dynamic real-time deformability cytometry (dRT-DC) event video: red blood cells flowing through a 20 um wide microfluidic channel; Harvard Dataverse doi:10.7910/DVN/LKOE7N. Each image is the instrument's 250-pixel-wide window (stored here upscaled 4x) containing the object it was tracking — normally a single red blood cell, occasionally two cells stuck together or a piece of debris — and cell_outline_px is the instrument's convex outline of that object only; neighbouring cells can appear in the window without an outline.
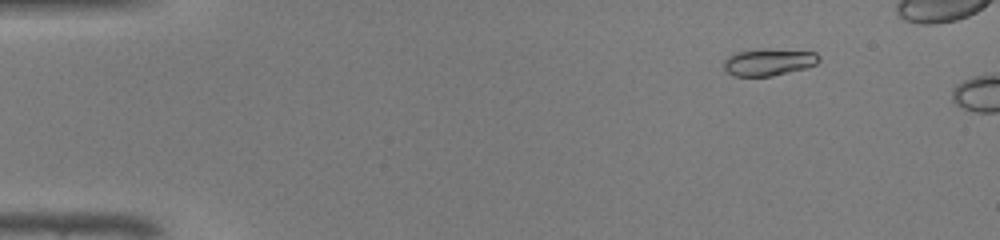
{"species": "common noctule bat (a hibernating species)", "species_latin": "Nyctalus noctula", "temperature_condition": "warm", "stored_images_in_passage": 9, "camera_frame_rate_fps": 3000, "um_per_image_px": 0.085, "animal": {"sex": "male", "body_mass_g": 19.0, "forearm_length_mm": 50.8}, "frame": {"image": 1, "passage_image": 6, "time_ms": 1.667, "image_size_px": [1000, 240], "cell_outline_px": [[820, 60], [816, 64], [804, 68], [772, 76], [732, 76], [724, 68], [724, 60], [728, 56], [736, 52], [764, 48], [816, 52], [820, 56]], "centroid_in_image_um": [65.33, 5.27], "position_along_channel_um": 19.7, "area_um2": 15.03}}